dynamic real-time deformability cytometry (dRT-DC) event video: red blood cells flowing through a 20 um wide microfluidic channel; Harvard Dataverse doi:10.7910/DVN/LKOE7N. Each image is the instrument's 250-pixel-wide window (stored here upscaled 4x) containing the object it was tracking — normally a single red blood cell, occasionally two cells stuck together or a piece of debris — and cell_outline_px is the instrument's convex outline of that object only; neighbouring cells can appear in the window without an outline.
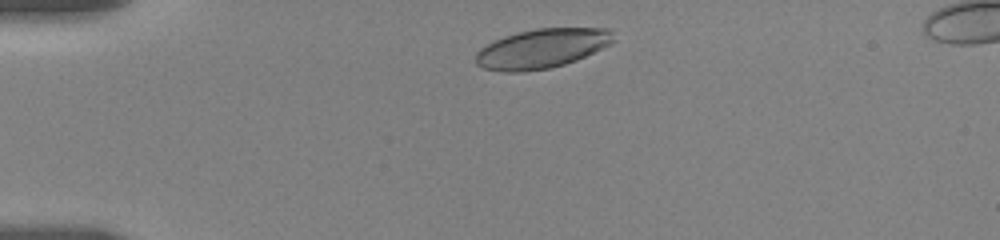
{"species": "human", "species_latin": "Homo sapiens", "temperature_condition": "room temperature", "stored_images_in_passage": 21, "camera_frame_rate_fps": 3000, "um_per_image_px": 0.085, "donor": {"sex": "female"}, "frame": {"image": 1, "passage_image": 2, "time_ms": 1.0, "image_size_px": [1000, 240], "cell_outline_px": [[616, 40], [612, 44], [576, 60], [564, 64], [548, 68], [524, 72], [504, 72], [484, 68], [476, 64], [476, 52], [480, 48], [504, 36], [536, 28], [608, 28], [612, 32]], "centroid_in_image_um": [46.09, 4.12], "position_along_channel_um": 38.9, "area_um2": 31.62}}
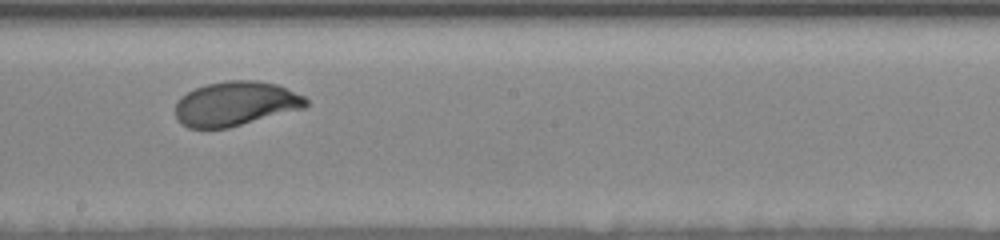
{"frame": {"image": 2, "passage_image": 12, "time_ms": 7.667, "image_size_px": [1000, 240], "cell_outline_px": [[308, 104], [304, 108], [228, 128], [188, 128], [176, 120], [176, 104], [180, 96], [196, 88], [208, 84], [228, 80], [256, 80], [276, 84], [304, 96], [308, 100]], "centroid_in_image_um": [20.01, 8.82], "position_along_channel_um": 228.2, "area_um2": 33.7}}
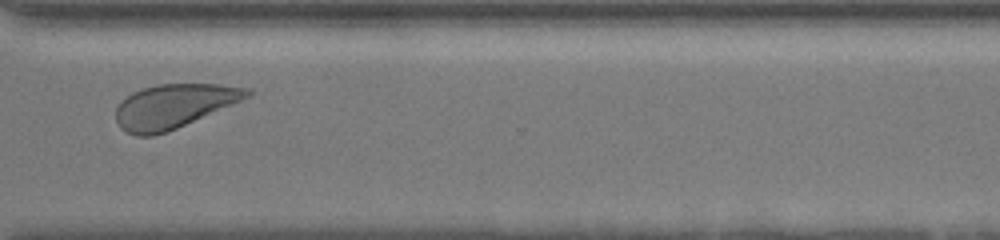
{"frame": {"image": 3, "passage_image": 18, "time_ms": 11.333, "image_size_px": [1000, 240], "cell_outline_px": [[252, 96], [176, 128], [152, 136], [136, 136], [120, 128], [116, 120], [116, 108], [120, 100], [132, 92], [144, 88], [160, 84], [220, 84], [252, 88]], "centroid_in_image_um": [14.78, 9.01], "position_along_channel_um": 355.8, "area_um2": 33.58}, "authors_computed_cell_mechanics": {"area_um2": 33.6974, "velocity_mm_per_s": 3.4792, "shape_relaxation_time_tau1_ms": 2.0789, "shape_relaxation_time_tau2_ms": null, "deformation_change_tau1": 0.122, "deformation_change_tau2": null}}